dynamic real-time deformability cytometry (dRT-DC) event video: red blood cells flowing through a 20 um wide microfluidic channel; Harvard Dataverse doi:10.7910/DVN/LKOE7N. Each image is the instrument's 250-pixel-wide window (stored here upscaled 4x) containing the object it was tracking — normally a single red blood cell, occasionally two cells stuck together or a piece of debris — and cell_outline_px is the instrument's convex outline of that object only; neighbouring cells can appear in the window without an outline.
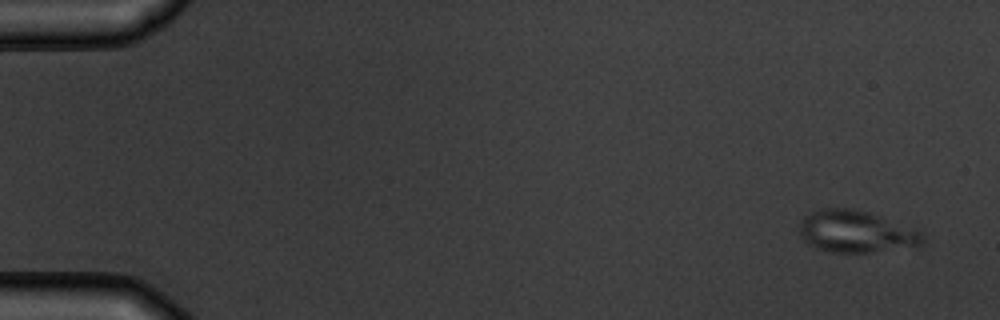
{"species": "common noctule bat (a hibernating species)", "species_latin": "Nyctalus noctula", "temperature_condition": "warm", "stored_images_in_passage": 5, "camera_frame_rate_fps": 3000, "um_per_image_px": 0.085, "animal": {"sex": "male", "body_mass_g": 19.5, "forearm_length_mm": 54.6}, "frame": {"image": 1, "passage_image": 1, "time_ms": 0.0, "image_size_px": [1000, 320], "cell_outline_px": [[924, 240], [916, 248], [868, 252], [828, 252], [816, 248], [804, 240], [800, 232], [800, 224], [804, 216], [820, 208], [848, 208], [868, 212], [920, 228], [924, 236]], "centroid_in_image_um": [72.86, 19.69], "position_along_channel_um": 12.1, "area_um2": 30.63}}